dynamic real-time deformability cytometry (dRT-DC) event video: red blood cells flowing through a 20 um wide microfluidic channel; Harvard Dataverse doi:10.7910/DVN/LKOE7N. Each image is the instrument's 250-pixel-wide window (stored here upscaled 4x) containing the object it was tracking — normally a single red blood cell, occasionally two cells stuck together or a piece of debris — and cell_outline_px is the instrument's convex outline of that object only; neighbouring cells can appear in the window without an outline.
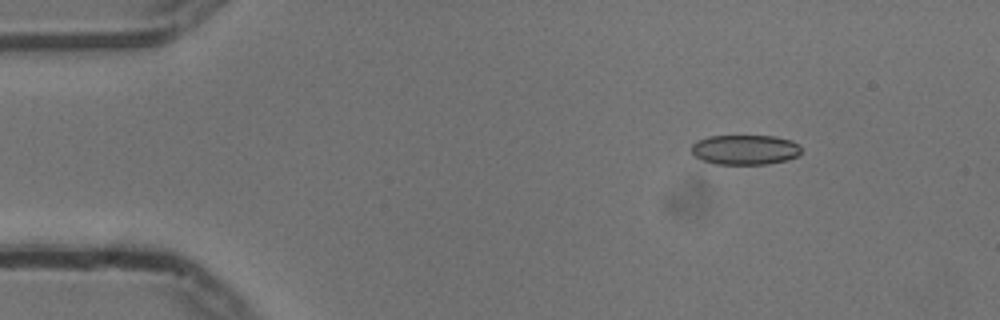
{"species": "common noctule bat (a hibernating species)", "species_latin": "Nyctalus noctula", "temperature_condition": "cold", "stored_images_in_passage": 40, "camera_frame_rate_fps": 3000, "um_per_image_px": 0.085, "animal": {"sex": "male", "body_mass_g": 13.3}, "frame": {"image": 1, "passage_image": 3, "time_ms": 0.667, "image_size_px": [1000, 320], "cell_outline_px": [[800, 152], [796, 156], [788, 160], [768, 164], [716, 164], [700, 160], [688, 148], [696, 140], [708, 136], [776, 136], [792, 140], [800, 148]], "centroid_in_image_um": [63.27, 12.72], "position_along_channel_um": 21.7, "area_um2": 19.31}}
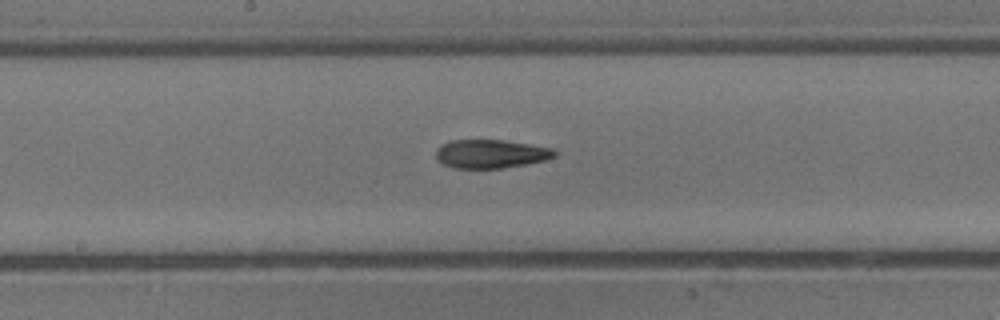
{"frame": {"image": 2, "passage_image": 24, "time_ms": 7.667, "image_size_px": [1000, 320], "cell_outline_px": [[556, 156], [544, 160], [524, 164], [500, 168], [452, 168], [436, 160], [436, 148], [440, 144], [452, 140], [504, 140], [556, 148]], "centroid_in_image_um": [41.7, 13.07], "position_along_channel_um": 206.5, "area_um2": 19.88}}
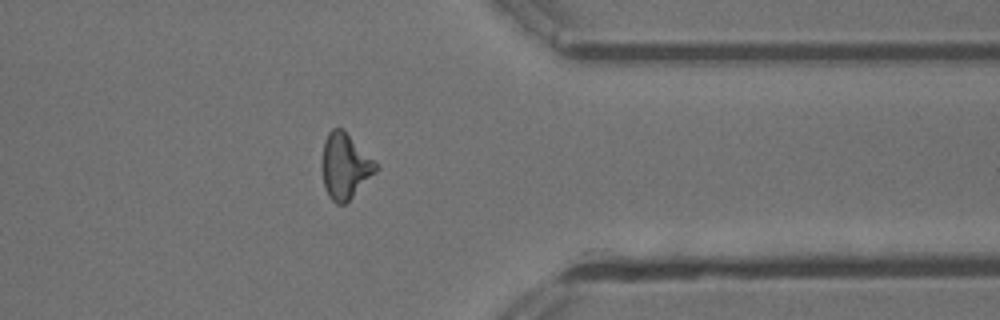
{"frame": {"image": 3, "passage_image": 39, "time_ms": 12.667, "image_size_px": [1000, 320], "cell_outline_px": [[380, 168], [344, 204], [336, 204], [328, 196], [324, 188], [320, 164], [324, 140], [328, 132], [332, 128], [340, 128], [376, 160]], "centroid_in_image_um": [29.3, 14.12], "position_along_channel_um": 382.1, "area_um2": 20.69}, "authors_computed_cell_mechanics": {"area_um2": 20.3745, "velocity_mm_per_s": 3.7497, "shape_relaxation_time_tau1_ms": 8.3587, "shape_relaxation_time_tau2_ms": 3.3667, "deformation_change_tau1": 0.1964, "deformation_change_tau2": 0.1271}}